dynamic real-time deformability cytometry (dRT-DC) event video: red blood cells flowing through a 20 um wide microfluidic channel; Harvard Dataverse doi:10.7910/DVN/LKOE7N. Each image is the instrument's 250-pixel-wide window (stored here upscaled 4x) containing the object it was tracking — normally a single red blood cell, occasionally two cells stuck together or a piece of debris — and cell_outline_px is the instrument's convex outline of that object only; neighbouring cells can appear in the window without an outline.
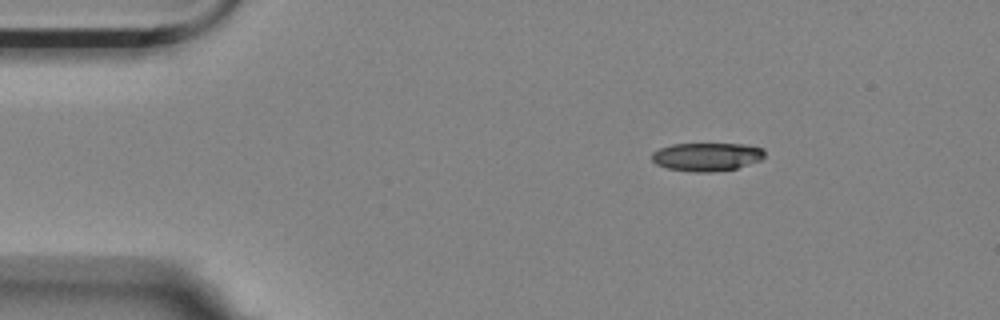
{"species": "Egyptian fruit bat (a non-hibernating species)", "species_latin": "Rousettus aegyptiacus", "temperature_condition": "room temperature", "stored_images_in_passage": 3, "camera_frame_rate_fps": 3000, "um_per_image_px": 0.085, "animal": {"sex": "female"}, "frame": {"image": 1, "passage_image": 1, "time_ms": 0.0, "image_size_px": [1000, 320], "cell_outline_px": [[764, 156], [760, 160], [736, 168], [708, 172], [696, 172], [668, 168], [656, 164], [652, 160], [652, 152], [660, 148], [672, 144], [744, 144], [764, 148]], "centroid_in_image_um": [60.07, 13.31], "position_along_channel_um": 24.9, "area_um2": 18.44}}